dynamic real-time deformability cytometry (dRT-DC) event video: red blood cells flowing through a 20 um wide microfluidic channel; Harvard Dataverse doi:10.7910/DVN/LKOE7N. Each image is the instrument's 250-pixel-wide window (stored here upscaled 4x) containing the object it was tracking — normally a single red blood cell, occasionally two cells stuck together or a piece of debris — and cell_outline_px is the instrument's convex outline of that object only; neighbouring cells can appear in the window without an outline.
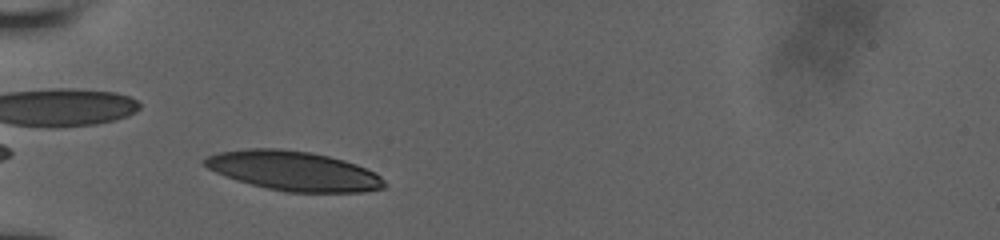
{"species": "human", "species_latin": "Homo sapiens", "temperature_condition": "room temperature", "stored_images_in_passage": 30, "camera_frame_rate_fps": 3000, "um_per_image_px": 0.085, "donor": {"sex": "male"}, "frame": {"image": 1, "passage_image": 2, "time_ms": 0.333, "image_size_px": [1000, 240], "cell_outline_px": [[384, 188], [364, 192], [288, 192], [268, 188], [236, 180], [224, 176], [208, 168], [204, 164], [204, 160], [208, 156], [216, 152], [248, 148], [280, 148], [312, 152], [344, 160], [356, 164], [376, 172], [384, 180]], "centroid_in_image_um": [24.96, 14.51], "position_along_channel_um": 60.0, "area_um2": 41.38}}
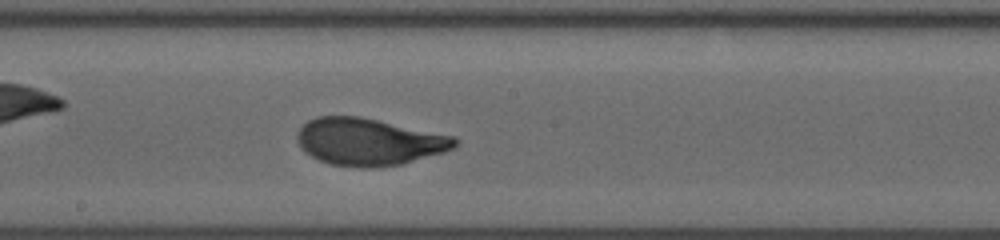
{"frame": {"image": 2, "passage_image": 15, "time_ms": 4.667, "image_size_px": [1000, 240], "cell_outline_px": [[460, 140], [452, 148], [444, 152], [400, 164], [372, 168], [360, 168], [332, 164], [320, 160], [304, 152], [296, 136], [296, 132], [308, 120], [316, 116], [360, 116], [456, 136]], "centroid_in_image_um": [31.36, 12.04], "position_along_channel_um": 216.8, "area_um2": 43.35}}
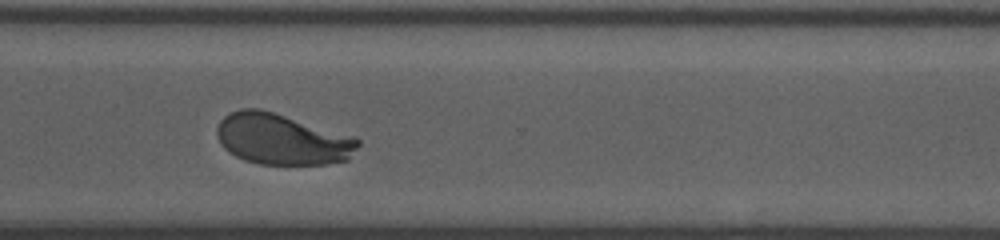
{"frame": {"image": 3, "passage_image": 25, "time_ms": 8.0, "image_size_px": [1000, 240], "cell_outline_px": [[360, 144], [348, 160], [324, 164], [260, 164], [244, 160], [236, 156], [224, 148], [220, 144], [216, 132], [216, 128], [220, 120], [228, 112], [240, 108], [260, 108], [356, 136], [360, 140]], "centroid_in_image_um": [23.97, 11.82], "position_along_channel_um": 346.6, "area_um2": 42.31}, "authors_computed_cell_mechanics": {"area_um2": 42.9743, "velocity_mm_per_s": 3.9007, "shape_relaxation_time_tau1_ms": 3.0174, "shape_relaxation_time_tau2_ms": null, "deformation_change_tau1": 0.1829, "deformation_change_tau2": null}}